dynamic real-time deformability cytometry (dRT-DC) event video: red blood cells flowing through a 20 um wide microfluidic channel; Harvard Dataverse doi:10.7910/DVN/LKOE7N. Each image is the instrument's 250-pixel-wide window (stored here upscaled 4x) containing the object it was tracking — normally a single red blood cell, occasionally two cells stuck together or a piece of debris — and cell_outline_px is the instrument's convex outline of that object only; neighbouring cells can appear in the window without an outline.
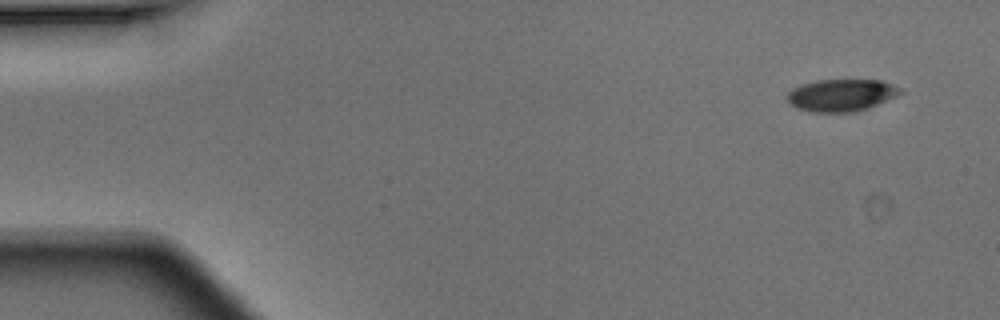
{"species": "Egyptian fruit bat (a non-hibernating species)", "species_latin": "Rousettus aegyptiacus", "temperature_condition": "warm", "stored_images_in_passage": 3, "camera_frame_rate_fps": 3000, "um_per_image_px": 0.085, "animal": {"sex": "male"}, "frame": {"image": 1, "passage_image": 1, "time_ms": 0.0, "image_size_px": [1000, 320], "cell_outline_px": [[904, 92], [896, 96], [868, 108], [852, 112], [808, 112], [796, 108], [788, 100], [788, 92], [792, 88], [816, 80], [880, 80], [892, 84], [900, 88]], "centroid_in_image_um": [71.51, 8.09], "position_along_channel_um": 13.5, "area_um2": 21.1}}
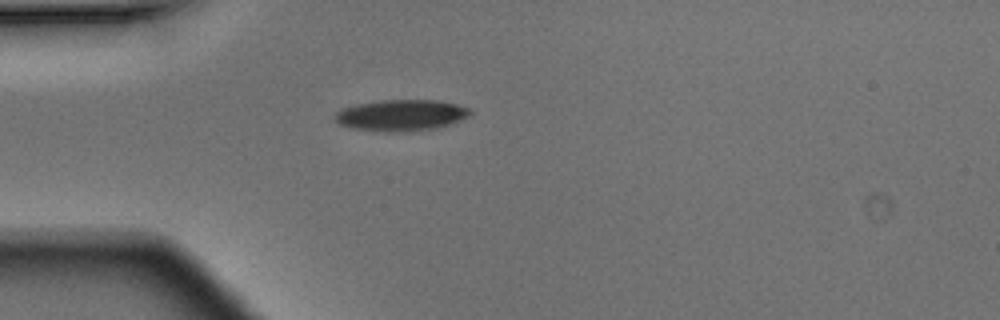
{"frame": {"image": 2, "passage_image": 3, "time_ms": 0.667, "image_size_px": [1000, 320], "cell_outline_px": [[472, 112], [468, 116], [460, 120], [448, 124], [428, 128], [392, 132], [352, 128], [336, 124], [332, 116], [340, 108], [356, 104], [380, 100], [440, 100], [472, 108]], "centroid_in_image_um": [34.02, 9.77], "position_along_channel_um": 51.0, "area_um2": 24.51}}